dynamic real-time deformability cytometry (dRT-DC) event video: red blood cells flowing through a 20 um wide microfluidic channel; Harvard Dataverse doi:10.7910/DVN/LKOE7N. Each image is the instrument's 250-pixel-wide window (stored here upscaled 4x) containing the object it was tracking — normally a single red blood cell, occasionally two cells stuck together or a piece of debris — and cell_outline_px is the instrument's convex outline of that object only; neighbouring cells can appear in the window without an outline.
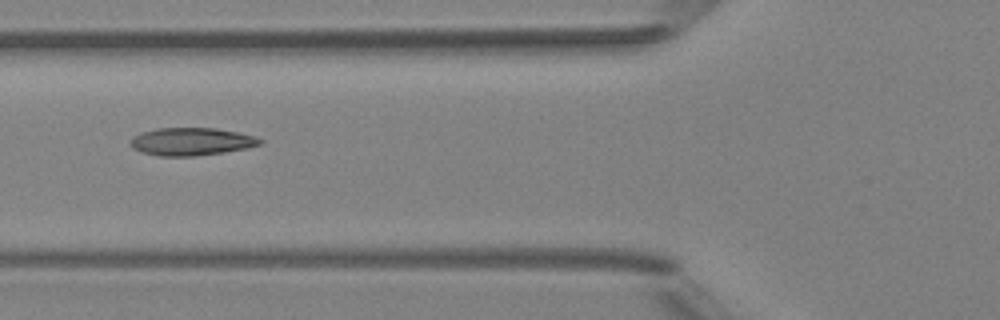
{"species": "Egyptian fruit bat (a non-hibernating species)", "species_latin": "Rousettus aegyptiacus", "temperature_condition": "room temperature", "stored_images_in_passage": 5, "camera_frame_rate_fps": 3000, "um_per_image_px": 0.085, "animal": {"sex": "female"}, "frame": {"image": 1, "passage_image": 4, "time_ms": 3.667, "image_size_px": [1000, 320], "cell_outline_px": [[264, 140], [260, 144], [248, 148], [224, 152], [192, 156], [160, 156], [140, 152], [132, 148], [128, 144], [132, 136], [140, 132], [156, 128], [216, 128], [256, 136]], "centroid_in_image_um": [16.22, 12.03], "position_along_channel_um": 109.6, "area_um2": 21.15}}
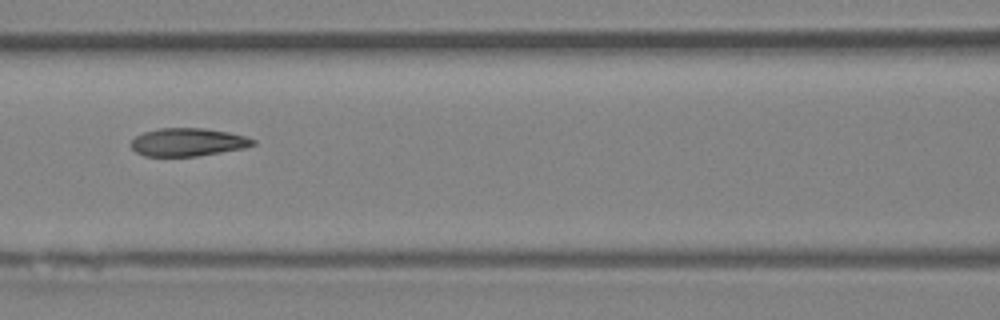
{"frame": {"image": 2, "passage_image": 5, "time_ms": 4.667, "image_size_px": [1000, 320], "cell_outline_px": [[256, 144], [244, 148], [196, 156], [144, 156], [136, 152], [128, 144], [136, 136], [144, 132], [160, 128], [204, 128], [228, 132], [244, 136], [256, 140]], "centroid_in_image_um": [15.94, 12.08], "position_along_channel_um": 150.7, "area_um2": 19.88}}